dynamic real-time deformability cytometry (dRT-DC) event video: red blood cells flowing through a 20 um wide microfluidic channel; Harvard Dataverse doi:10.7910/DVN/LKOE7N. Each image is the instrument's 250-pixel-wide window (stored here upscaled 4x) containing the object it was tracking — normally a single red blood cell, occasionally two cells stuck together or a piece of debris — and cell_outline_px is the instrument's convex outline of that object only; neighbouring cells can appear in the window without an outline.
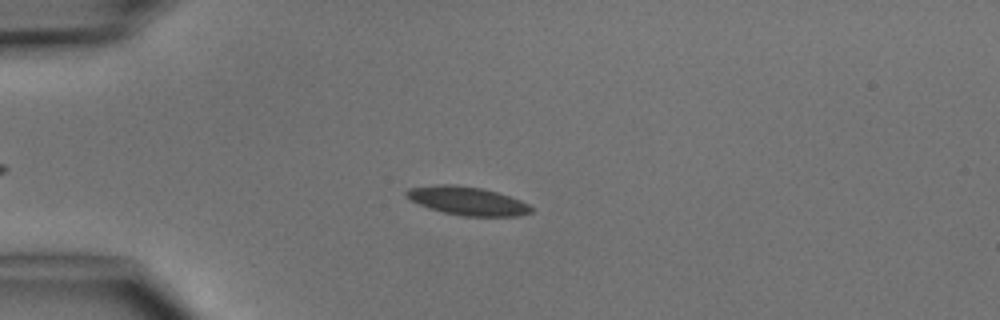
{"species": "common noctule bat (a hibernating species)", "species_latin": "Nyctalus noctula", "temperature_condition": "cold", "stored_images_in_passage": 5, "camera_frame_rate_fps": 3000, "um_per_image_px": 0.085, "animal": {"sex": "male", "body_mass_g": 15.6}, "frame": {"image": 1, "passage_image": 4, "time_ms": 3.667, "image_size_px": [1000, 320], "cell_outline_px": [[532, 212], [516, 216], [464, 216], [444, 212], [428, 208], [404, 196], [404, 192], [408, 188], [436, 184], [452, 184], [480, 188], [496, 192], [520, 200], [528, 204], [532, 208]], "centroid_in_image_um": [39.68, 17.07], "position_along_channel_um": 45.3, "area_um2": 20.52}}